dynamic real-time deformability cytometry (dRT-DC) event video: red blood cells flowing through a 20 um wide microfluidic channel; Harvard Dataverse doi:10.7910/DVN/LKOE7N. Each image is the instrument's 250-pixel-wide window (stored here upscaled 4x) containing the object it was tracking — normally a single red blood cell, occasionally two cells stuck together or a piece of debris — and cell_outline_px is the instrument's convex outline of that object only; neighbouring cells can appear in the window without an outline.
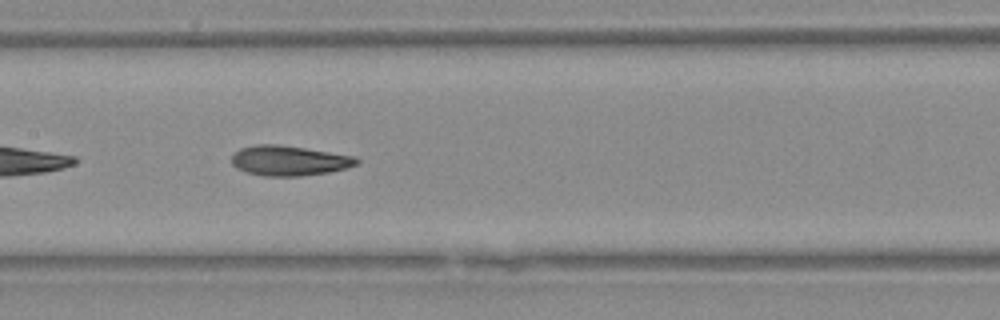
{"species": "Egyptian fruit bat (a non-hibernating species)", "species_latin": "Rousettus aegyptiacus", "temperature_condition": "warm", "stored_images_in_passage": 20, "camera_frame_rate_fps": 3000, "um_per_image_px": 0.085, "animal": {"sex": "female"}, "frame": {"image": 1, "passage_image": 12, "time_ms": 3.667, "image_size_px": [1000, 320], "cell_outline_px": [[360, 160], [356, 164], [344, 168], [328, 172], [300, 176], [264, 176], [248, 172], [236, 168], [232, 164], [232, 156], [240, 148], [256, 144], [276, 144], [304, 148], [356, 156]], "centroid_in_image_um": [24.56, 13.65], "position_along_channel_um": 182.8, "area_um2": 21.68}}
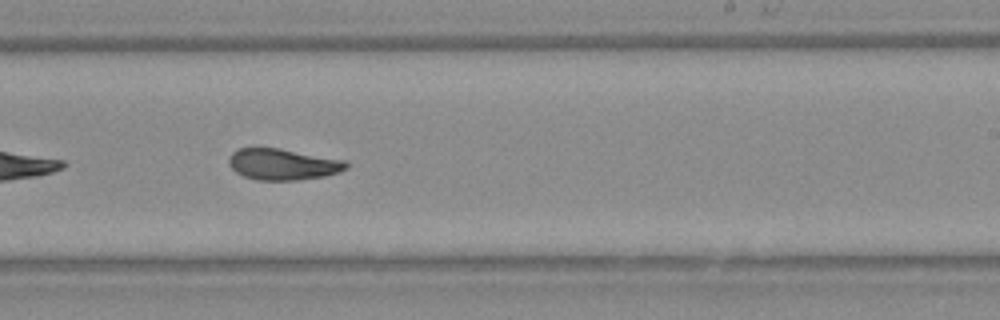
{"frame": {"image": 2, "passage_image": 17, "time_ms": 5.333, "image_size_px": [1000, 320], "cell_outline_px": [[348, 168], [340, 172], [324, 176], [296, 180], [256, 180], [244, 176], [236, 172], [228, 164], [228, 160], [232, 152], [240, 148], [252, 144], [280, 148], [348, 160]], "centroid_in_image_um": [24.02, 13.92], "position_along_channel_um": 265.0, "area_um2": 22.14}}